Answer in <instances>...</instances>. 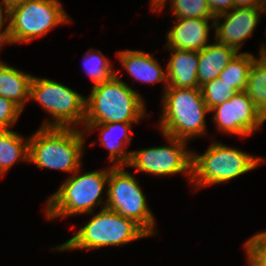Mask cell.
Masks as SVG:
<instances>
[{
	"mask_svg": "<svg viewBox=\"0 0 266 266\" xmlns=\"http://www.w3.org/2000/svg\"><path fill=\"white\" fill-rule=\"evenodd\" d=\"M144 101L116 75L93 85L86 99L85 124L138 123L145 115Z\"/></svg>",
	"mask_w": 266,
	"mask_h": 266,
	"instance_id": "cell-1",
	"label": "cell"
},
{
	"mask_svg": "<svg viewBox=\"0 0 266 266\" xmlns=\"http://www.w3.org/2000/svg\"><path fill=\"white\" fill-rule=\"evenodd\" d=\"M84 138L74 127H41L29 137V162L38 168L74 173L81 165Z\"/></svg>",
	"mask_w": 266,
	"mask_h": 266,
	"instance_id": "cell-2",
	"label": "cell"
},
{
	"mask_svg": "<svg viewBox=\"0 0 266 266\" xmlns=\"http://www.w3.org/2000/svg\"><path fill=\"white\" fill-rule=\"evenodd\" d=\"M163 114L160 128L163 135L181 140L205 134V114L210 112L201 88H164Z\"/></svg>",
	"mask_w": 266,
	"mask_h": 266,
	"instance_id": "cell-3",
	"label": "cell"
},
{
	"mask_svg": "<svg viewBox=\"0 0 266 266\" xmlns=\"http://www.w3.org/2000/svg\"><path fill=\"white\" fill-rule=\"evenodd\" d=\"M149 235L133 220L119 215L103 206L101 211L83 227L77 234L57 250L94 249L104 246L127 244Z\"/></svg>",
	"mask_w": 266,
	"mask_h": 266,
	"instance_id": "cell-4",
	"label": "cell"
},
{
	"mask_svg": "<svg viewBox=\"0 0 266 266\" xmlns=\"http://www.w3.org/2000/svg\"><path fill=\"white\" fill-rule=\"evenodd\" d=\"M80 169L67 179L47 201V218L92 213L102 203L104 185L108 184L110 169L78 175Z\"/></svg>",
	"mask_w": 266,
	"mask_h": 266,
	"instance_id": "cell-5",
	"label": "cell"
},
{
	"mask_svg": "<svg viewBox=\"0 0 266 266\" xmlns=\"http://www.w3.org/2000/svg\"><path fill=\"white\" fill-rule=\"evenodd\" d=\"M5 18L11 19L7 25L10 44L31 41L69 22L59 0H23L10 5Z\"/></svg>",
	"mask_w": 266,
	"mask_h": 266,
	"instance_id": "cell-6",
	"label": "cell"
},
{
	"mask_svg": "<svg viewBox=\"0 0 266 266\" xmlns=\"http://www.w3.org/2000/svg\"><path fill=\"white\" fill-rule=\"evenodd\" d=\"M263 158L253 157L222 143H213L203 155L192 153L191 181L197 188L224 183L259 165Z\"/></svg>",
	"mask_w": 266,
	"mask_h": 266,
	"instance_id": "cell-7",
	"label": "cell"
},
{
	"mask_svg": "<svg viewBox=\"0 0 266 266\" xmlns=\"http://www.w3.org/2000/svg\"><path fill=\"white\" fill-rule=\"evenodd\" d=\"M30 99L37 101L55 120V123L45 122L42 127L71 128L73 124H84L86 99L63 84L33 77Z\"/></svg>",
	"mask_w": 266,
	"mask_h": 266,
	"instance_id": "cell-8",
	"label": "cell"
},
{
	"mask_svg": "<svg viewBox=\"0 0 266 266\" xmlns=\"http://www.w3.org/2000/svg\"><path fill=\"white\" fill-rule=\"evenodd\" d=\"M106 208L133 220L149 236L154 235V217L135 178L122 166H112L108 178Z\"/></svg>",
	"mask_w": 266,
	"mask_h": 266,
	"instance_id": "cell-9",
	"label": "cell"
},
{
	"mask_svg": "<svg viewBox=\"0 0 266 266\" xmlns=\"http://www.w3.org/2000/svg\"><path fill=\"white\" fill-rule=\"evenodd\" d=\"M164 137L168 139L171 146L131 151V158L127 165L155 175L185 172L191 180L192 152L184 149L186 141L168 135Z\"/></svg>",
	"mask_w": 266,
	"mask_h": 266,
	"instance_id": "cell-10",
	"label": "cell"
},
{
	"mask_svg": "<svg viewBox=\"0 0 266 266\" xmlns=\"http://www.w3.org/2000/svg\"><path fill=\"white\" fill-rule=\"evenodd\" d=\"M213 119L222 132L248 136L261 126L266 118L248 98L245 91L214 107Z\"/></svg>",
	"mask_w": 266,
	"mask_h": 266,
	"instance_id": "cell-11",
	"label": "cell"
},
{
	"mask_svg": "<svg viewBox=\"0 0 266 266\" xmlns=\"http://www.w3.org/2000/svg\"><path fill=\"white\" fill-rule=\"evenodd\" d=\"M265 11L266 8L234 7L232 11L216 16L211 25L215 27L216 42L239 52L243 40L253 33L259 21L260 12L264 13ZM221 18H224L225 21L220 25L219 19Z\"/></svg>",
	"mask_w": 266,
	"mask_h": 266,
	"instance_id": "cell-12",
	"label": "cell"
},
{
	"mask_svg": "<svg viewBox=\"0 0 266 266\" xmlns=\"http://www.w3.org/2000/svg\"><path fill=\"white\" fill-rule=\"evenodd\" d=\"M177 24L167 34L169 49L200 51L208 42L209 20L176 18Z\"/></svg>",
	"mask_w": 266,
	"mask_h": 266,
	"instance_id": "cell-13",
	"label": "cell"
},
{
	"mask_svg": "<svg viewBox=\"0 0 266 266\" xmlns=\"http://www.w3.org/2000/svg\"><path fill=\"white\" fill-rule=\"evenodd\" d=\"M171 50L165 88H201L197 78L198 51Z\"/></svg>",
	"mask_w": 266,
	"mask_h": 266,
	"instance_id": "cell-14",
	"label": "cell"
},
{
	"mask_svg": "<svg viewBox=\"0 0 266 266\" xmlns=\"http://www.w3.org/2000/svg\"><path fill=\"white\" fill-rule=\"evenodd\" d=\"M238 52L224 44L215 42L198 52L197 78L201 87L206 82L219 78L221 71L235 58Z\"/></svg>",
	"mask_w": 266,
	"mask_h": 266,
	"instance_id": "cell-15",
	"label": "cell"
},
{
	"mask_svg": "<svg viewBox=\"0 0 266 266\" xmlns=\"http://www.w3.org/2000/svg\"><path fill=\"white\" fill-rule=\"evenodd\" d=\"M132 123H105V124H85V132L99 128L102 131L100 134L101 144L109 149V159L115 162L113 166L127 165L131 158V152H124L125 144H128L132 139L128 133H132ZM121 132V137H115L116 131Z\"/></svg>",
	"mask_w": 266,
	"mask_h": 266,
	"instance_id": "cell-16",
	"label": "cell"
},
{
	"mask_svg": "<svg viewBox=\"0 0 266 266\" xmlns=\"http://www.w3.org/2000/svg\"><path fill=\"white\" fill-rule=\"evenodd\" d=\"M121 65L135 79L146 83L167 82L164 72L151 54L143 51L124 50L118 53Z\"/></svg>",
	"mask_w": 266,
	"mask_h": 266,
	"instance_id": "cell-17",
	"label": "cell"
},
{
	"mask_svg": "<svg viewBox=\"0 0 266 266\" xmlns=\"http://www.w3.org/2000/svg\"><path fill=\"white\" fill-rule=\"evenodd\" d=\"M33 75L0 62V96L11 100L21 110L30 100V85Z\"/></svg>",
	"mask_w": 266,
	"mask_h": 266,
	"instance_id": "cell-18",
	"label": "cell"
},
{
	"mask_svg": "<svg viewBox=\"0 0 266 266\" xmlns=\"http://www.w3.org/2000/svg\"><path fill=\"white\" fill-rule=\"evenodd\" d=\"M29 161V138L11 130L0 131V175H4L17 160Z\"/></svg>",
	"mask_w": 266,
	"mask_h": 266,
	"instance_id": "cell-19",
	"label": "cell"
},
{
	"mask_svg": "<svg viewBox=\"0 0 266 266\" xmlns=\"http://www.w3.org/2000/svg\"><path fill=\"white\" fill-rule=\"evenodd\" d=\"M245 92L266 118V57L259 54L250 67Z\"/></svg>",
	"mask_w": 266,
	"mask_h": 266,
	"instance_id": "cell-20",
	"label": "cell"
},
{
	"mask_svg": "<svg viewBox=\"0 0 266 266\" xmlns=\"http://www.w3.org/2000/svg\"><path fill=\"white\" fill-rule=\"evenodd\" d=\"M255 56L249 53H239L221 71L219 79L231 85L238 92L245 91L250 67Z\"/></svg>",
	"mask_w": 266,
	"mask_h": 266,
	"instance_id": "cell-21",
	"label": "cell"
},
{
	"mask_svg": "<svg viewBox=\"0 0 266 266\" xmlns=\"http://www.w3.org/2000/svg\"><path fill=\"white\" fill-rule=\"evenodd\" d=\"M165 1L161 0L153 9L159 11L163 9ZM172 11L177 18H200L215 19L207 0H170Z\"/></svg>",
	"mask_w": 266,
	"mask_h": 266,
	"instance_id": "cell-22",
	"label": "cell"
},
{
	"mask_svg": "<svg viewBox=\"0 0 266 266\" xmlns=\"http://www.w3.org/2000/svg\"><path fill=\"white\" fill-rule=\"evenodd\" d=\"M99 51L92 54L87 51L84 56V69L93 80L94 85L108 81L116 75L108 59Z\"/></svg>",
	"mask_w": 266,
	"mask_h": 266,
	"instance_id": "cell-23",
	"label": "cell"
},
{
	"mask_svg": "<svg viewBox=\"0 0 266 266\" xmlns=\"http://www.w3.org/2000/svg\"><path fill=\"white\" fill-rule=\"evenodd\" d=\"M203 99L211 112V110L232 98L238 91L231 85L223 82L219 78L206 82L201 86Z\"/></svg>",
	"mask_w": 266,
	"mask_h": 266,
	"instance_id": "cell-24",
	"label": "cell"
},
{
	"mask_svg": "<svg viewBox=\"0 0 266 266\" xmlns=\"http://www.w3.org/2000/svg\"><path fill=\"white\" fill-rule=\"evenodd\" d=\"M244 248L249 266H266V231L255 234Z\"/></svg>",
	"mask_w": 266,
	"mask_h": 266,
	"instance_id": "cell-25",
	"label": "cell"
},
{
	"mask_svg": "<svg viewBox=\"0 0 266 266\" xmlns=\"http://www.w3.org/2000/svg\"><path fill=\"white\" fill-rule=\"evenodd\" d=\"M21 109L11 100L0 96V131L10 130L21 114Z\"/></svg>",
	"mask_w": 266,
	"mask_h": 266,
	"instance_id": "cell-26",
	"label": "cell"
},
{
	"mask_svg": "<svg viewBox=\"0 0 266 266\" xmlns=\"http://www.w3.org/2000/svg\"><path fill=\"white\" fill-rule=\"evenodd\" d=\"M211 11L216 16L234 8V0H207Z\"/></svg>",
	"mask_w": 266,
	"mask_h": 266,
	"instance_id": "cell-27",
	"label": "cell"
},
{
	"mask_svg": "<svg viewBox=\"0 0 266 266\" xmlns=\"http://www.w3.org/2000/svg\"><path fill=\"white\" fill-rule=\"evenodd\" d=\"M234 7L236 8H246V7H256V8H266V0H234Z\"/></svg>",
	"mask_w": 266,
	"mask_h": 266,
	"instance_id": "cell-28",
	"label": "cell"
},
{
	"mask_svg": "<svg viewBox=\"0 0 266 266\" xmlns=\"http://www.w3.org/2000/svg\"><path fill=\"white\" fill-rule=\"evenodd\" d=\"M9 42L10 41H9V37H8V27H6L3 32H0V47L3 45V43H9ZM0 62H2V61H0Z\"/></svg>",
	"mask_w": 266,
	"mask_h": 266,
	"instance_id": "cell-29",
	"label": "cell"
},
{
	"mask_svg": "<svg viewBox=\"0 0 266 266\" xmlns=\"http://www.w3.org/2000/svg\"><path fill=\"white\" fill-rule=\"evenodd\" d=\"M20 1H23V0H2V1H0V4L4 5V7L8 8L10 5L17 3V2H20Z\"/></svg>",
	"mask_w": 266,
	"mask_h": 266,
	"instance_id": "cell-30",
	"label": "cell"
},
{
	"mask_svg": "<svg viewBox=\"0 0 266 266\" xmlns=\"http://www.w3.org/2000/svg\"><path fill=\"white\" fill-rule=\"evenodd\" d=\"M4 15L2 14V12H0V30L2 29L3 25H4V21H6L7 19L4 20Z\"/></svg>",
	"mask_w": 266,
	"mask_h": 266,
	"instance_id": "cell-31",
	"label": "cell"
},
{
	"mask_svg": "<svg viewBox=\"0 0 266 266\" xmlns=\"http://www.w3.org/2000/svg\"><path fill=\"white\" fill-rule=\"evenodd\" d=\"M260 54H263L265 57H266V48L263 46L260 51H259Z\"/></svg>",
	"mask_w": 266,
	"mask_h": 266,
	"instance_id": "cell-32",
	"label": "cell"
},
{
	"mask_svg": "<svg viewBox=\"0 0 266 266\" xmlns=\"http://www.w3.org/2000/svg\"><path fill=\"white\" fill-rule=\"evenodd\" d=\"M5 9V10H7V8L6 7H4V6H2L1 4H0V12H3V8Z\"/></svg>",
	"mask_w": 266,
	"mask_h": 266,
	"instance_id": "cell-33",
	"label": "cell"
}]
</instances>
